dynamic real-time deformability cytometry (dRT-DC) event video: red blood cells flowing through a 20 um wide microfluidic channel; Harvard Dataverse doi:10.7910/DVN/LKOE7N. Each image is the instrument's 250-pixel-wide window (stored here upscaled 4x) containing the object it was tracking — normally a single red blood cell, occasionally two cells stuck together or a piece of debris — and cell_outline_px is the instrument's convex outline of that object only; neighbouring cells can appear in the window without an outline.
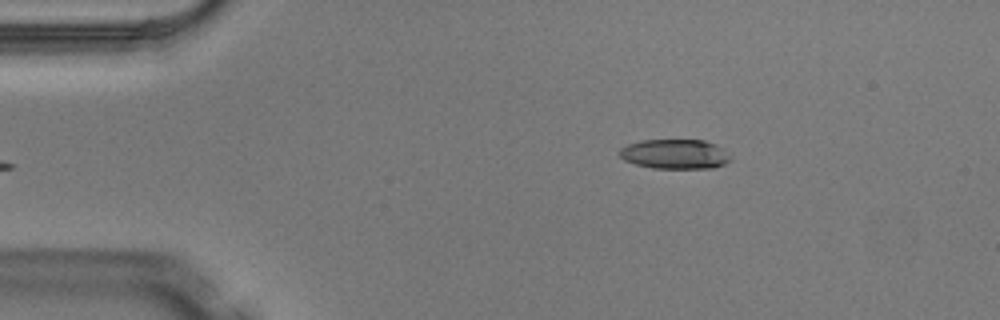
{"species": "Egyptian fruit bat (a non-hibernating species)", "species_latin": "Rousettus aegyptiacus", "temperature_condition": "warm", "stored_images_in_passage": 4, "camera_frame_rate_fps": 3000, "um_per_image_px": 0.085, "animal": {"sex": "male"}, "frame": {"image": 1, "passage_image": 4, "time_ms": 1.0, "image_size_px": [1000, 320], "cell_outline_px": [[732, 160], [724, 164], [712, 168], [652, 168], [636, 164], [624, 160], [620, 156], [620, 148], [628, 144], [640, 140], [704, 140], [716, 144]], "centroid_in_image_um": [57.34, 13.09], "position_along_channel_um": 27.7, "area_um2": 19.02}}